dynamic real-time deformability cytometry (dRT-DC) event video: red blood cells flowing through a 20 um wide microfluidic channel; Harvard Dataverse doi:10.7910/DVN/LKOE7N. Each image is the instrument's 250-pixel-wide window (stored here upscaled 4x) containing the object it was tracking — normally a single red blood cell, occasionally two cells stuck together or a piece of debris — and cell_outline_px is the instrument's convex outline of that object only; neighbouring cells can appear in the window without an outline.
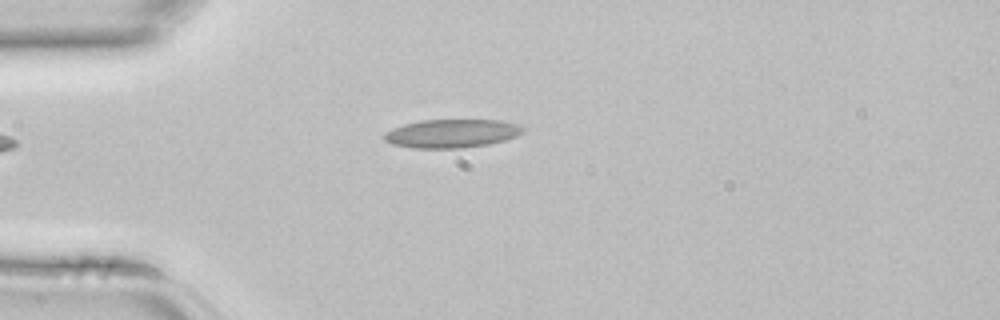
{"species": "common noctule bat (a hibernating species)", "species_latin": "Nyctalus noctula", "temperature_condition": "room temperature", "stored_images_in_passage": 3, "camera_frame_rate_fps": 3000, "um_per_image_px": 0.085, "animal": {"sex": "female", "body_mass_g": 22.7, "forearm_length_mm": 54.2}, "frame": {"image": 1, "passage_image": 3, "time_ms": 0.667, "image_size_px": [1000, 320], "cell_outline_px": [[524, 128], [516, 136], [504, 140], [488, 144], [464, 148], [412, 148], [392, 144], [384, 140], [384, 132], [392, 128], [404, 124], [420, 120], [500, 120], [520, 124]], "centroid_in_image_um": [38.37, 11.34], "position_along_channel_um": 46.6, "area_um2": 23.06}}